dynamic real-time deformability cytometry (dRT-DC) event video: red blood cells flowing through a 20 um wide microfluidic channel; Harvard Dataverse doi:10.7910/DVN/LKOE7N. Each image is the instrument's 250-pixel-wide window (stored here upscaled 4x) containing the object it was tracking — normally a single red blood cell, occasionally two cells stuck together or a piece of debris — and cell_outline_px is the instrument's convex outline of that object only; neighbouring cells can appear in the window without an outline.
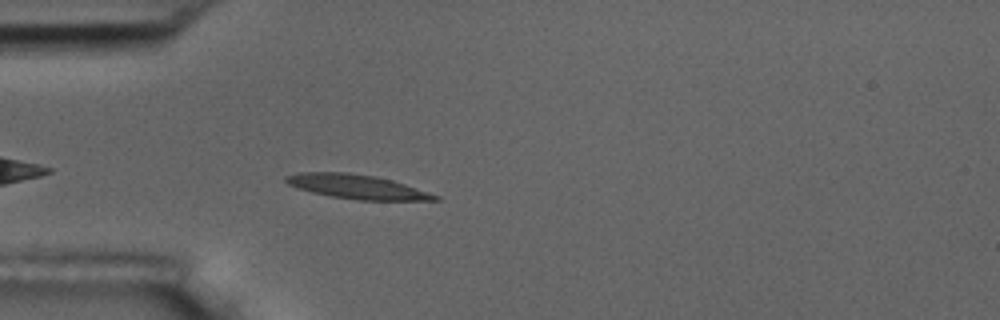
{"species": "common noctule bat (a hibernating species)", "species_latin": "Nyctalus noctula", "temperature_condition": "room temperature", "stored_images_in_passage": 5, "camera_frame_rate_fps": 3000, "um_per_image_px": 0.085, "animal": {"sex": "male", "body_mass_g": 17.5, "forearm_length_mm": 52.3}, "frame": {"image": 1, "passage_image": 5, "time_ms": 4.667, "image_size_px": [1000, 320], "cell_outline_px": [[440, 200], [360, 200], [332, 196], [312, 192], [288, 184], [284, 180], [284, 176], [296, 172], [348, 172], [376, 176], [392, 180], [440, 196]], "centroid_in_image_um": [30.32, 15.86], "position_along_channel_um": 54.7, "area_um2": 20.87}}